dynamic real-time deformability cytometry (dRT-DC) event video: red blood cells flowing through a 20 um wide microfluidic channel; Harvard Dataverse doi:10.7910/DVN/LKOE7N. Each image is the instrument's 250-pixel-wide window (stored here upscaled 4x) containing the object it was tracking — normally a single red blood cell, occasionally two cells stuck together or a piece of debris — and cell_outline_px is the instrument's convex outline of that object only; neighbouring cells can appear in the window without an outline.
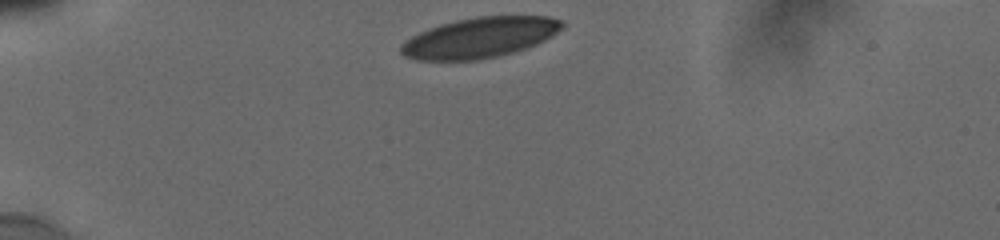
{"species": "human", "species_latin": "Homo sapiens", "temperature_condition": "cold", "stored_images_in_passage": 11, "camera_frame_rate_fps": 3000, "um_per_image_px": 0.085, "donor": {"sex": "male"}, "frame": {"image": 1, "passage_image": 1, "time_ms": 0.0, "image_size_px": [1000, 240], "cell_outline_px": [[564, 28], [552, 36], [536, 44], [500, 56], [480, 60], [416, 60], [404, 56], [400, 52], [400, 44], [404, 40], [428, 28], [440, 24], [456, 20], [476, 16], [548, 16], [560, 20], [564, 24]], "centroid_in_image_um": [40.76, 3.2], "position_along_channel_um": 44.2, "area_um2": 38.09}}
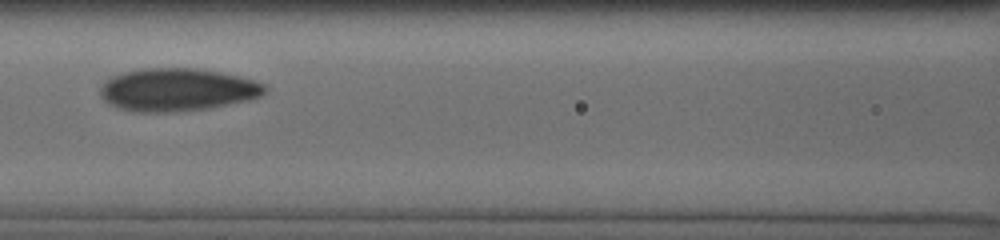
{"frame": {"image": 2, "passage_image": 10, "time_ms": 4.0, "image_size_px": [1000, 240], "cell_outline_px": [[268, 88], [260, 96], [248, 100], [208, 108], [168, 112], [132, 112], [108, 104], [100, 96], [100, 88], [104, 80], [112, 76], [124, 72], [140, 68], [196, 68], [220, 72], [240, 76], [256, 80], [264, 84]], "centroid_in_image_um": [15.04, 7.62], "position_along_channel_um": 151.6, "area_um2": 41.27}}